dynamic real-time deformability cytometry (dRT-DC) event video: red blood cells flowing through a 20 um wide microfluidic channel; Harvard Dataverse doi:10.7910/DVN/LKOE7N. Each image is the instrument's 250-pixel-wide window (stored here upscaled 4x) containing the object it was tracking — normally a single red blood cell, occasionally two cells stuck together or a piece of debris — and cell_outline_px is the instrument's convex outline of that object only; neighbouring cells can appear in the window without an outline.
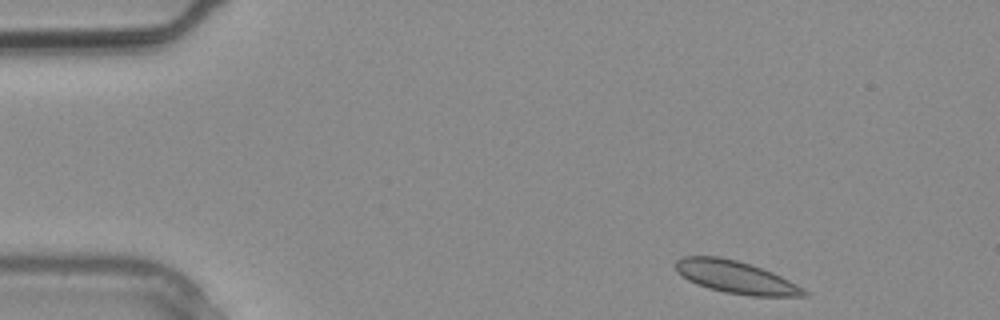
{"species": "common noctule bat (a hibernating species)", "species_latin": "Nyctalus noctula", "temperature_condition": "warm", "stored_images_in_passage": 2, "camera_frame_rate_fps": 3000, "um_per_image_px": 0.085, "animal": {"sex": "male", "body_mass_g": 20.4}, "frame": {"image": 1, "passage_image": 1, "time_ms": 0.0, "image_size_px": [1000, 320], "cell_outline_px": [[808, 296], [752, 296], [724, 292], [708, 288], [696, 284], [688, 280], [676, 268], [676, 260], [684, 256], [720, 256], [736, 260], [772, 272], [804, 288], [808, 292]], "centroid_in_image_um": [62.55, 23.56], "position_along_channel_um": 22.4, "area_um2": 23.99}}